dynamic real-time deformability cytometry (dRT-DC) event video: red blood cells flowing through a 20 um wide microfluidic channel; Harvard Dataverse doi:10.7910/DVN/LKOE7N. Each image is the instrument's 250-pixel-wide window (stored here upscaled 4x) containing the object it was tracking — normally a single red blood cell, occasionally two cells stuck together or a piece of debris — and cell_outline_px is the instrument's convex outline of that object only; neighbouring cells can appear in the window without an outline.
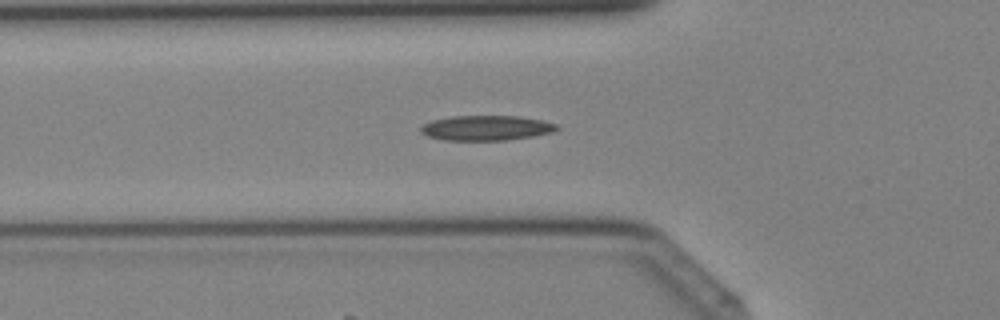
{"species": "Egyptian fruit bat (a non-hibernating species)", "species_latin": "Rousettus aegyptiacus", "temperature_condition": "cold", "stored_images_in_passage": 38, "camera_frame_rate_fps": 3000, "um_per_image_px": 0.085, "animal": {"sex": "female"}, "frame": {"image": 1, "passage_image": 12, "time_ms": 3.667, "image_size_px": [1000, 320], "cell_outline_px": [[560, 128], [552, 132], [532, 136], [504, 140], [444, 140], [428, 136], [420, 132], [420, 128], [424, 124], [432, 120], [452, 116], [520, 116], [540, 120], [556, 124]], "centroid_in_image_um": [41.31, 10.87], "position_along_channel_um": 84.5, "area_um2": 19.65}}
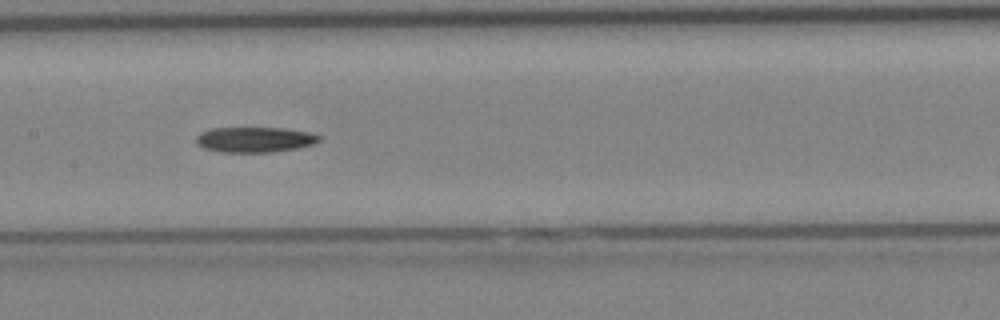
{"frame": {"image": 2, "passage_image": 18, "time_ms": 5.667, "image_size_px": [1000, 320], "cell_outline_px": [[320, 140], [316, 144], [296, 148], [272, 152], [220, 152], [204, 148], [196, 144], [196, 136], [200, 132], [208, 128], [284, 128], [308, 132], [320, 136]], "centroid_in_image_um": [21.62, 11.86], "position_along_channel_um": 185.8, "area_um2": 18.26}}
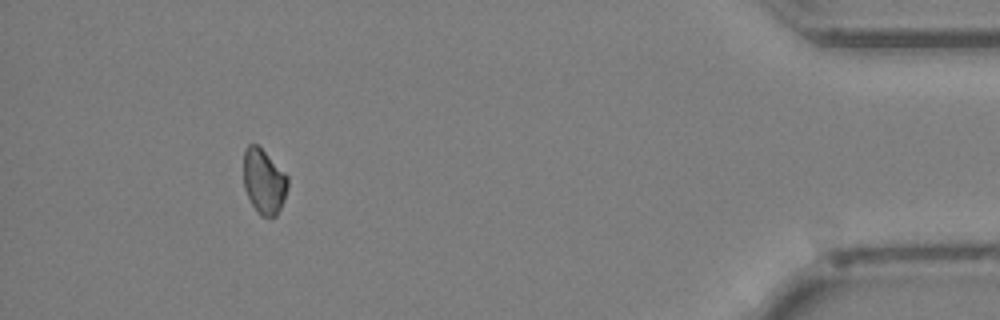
{"frame": {"image": 3, "passage_image": 35, "time_ms": 11.333, "image_size_px": [1000, 320], "cell_outline_px": [[288, 188], [284, 200], [276, 216], [260, 216], [252, 204], [244, 188], [244, 148], [248, 144], [256, 144], [288, 176]], "centroid_in_image_um": [22.43, 15.43], "position_along_channel_um": 412.8, "area_um2": 16.53}}